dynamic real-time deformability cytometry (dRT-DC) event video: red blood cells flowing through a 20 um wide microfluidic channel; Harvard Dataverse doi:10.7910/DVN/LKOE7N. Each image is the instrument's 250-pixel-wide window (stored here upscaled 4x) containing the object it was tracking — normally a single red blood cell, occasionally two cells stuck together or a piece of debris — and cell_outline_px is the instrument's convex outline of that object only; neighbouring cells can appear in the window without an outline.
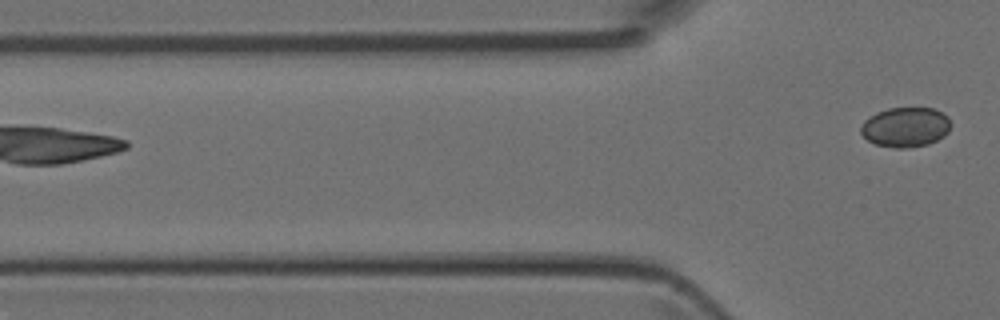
{"species": "Egyptian fruit bat (a non-hibernating species)", "species_latin": "Rousettus aegyptiacus", "temperature_condition": "room temperature", "stored_images_in_passage": 2, "camera_frame_rate_fps": 3000, "um_per_image_px": 0.085, "animal": {"sex": "female"}, "frame": {"image": 1, "passage_image": 2, "time_ms": 0.333, "image_size_px": [1000, 320], "cell_outline_px": [[952, 124], [948, 132], [944, 136], [928, 144], [908, 148], [896, 148], [876, 144], [868, 140], [860, 132], [860, 128], [864, 120], [876, 112], [888, 108], [932, 108], [948, 116]], "centroid_in_image_um": [76.97, 10.8], "position_along_channel_um": 48.8, "area_um2": 20.92}}